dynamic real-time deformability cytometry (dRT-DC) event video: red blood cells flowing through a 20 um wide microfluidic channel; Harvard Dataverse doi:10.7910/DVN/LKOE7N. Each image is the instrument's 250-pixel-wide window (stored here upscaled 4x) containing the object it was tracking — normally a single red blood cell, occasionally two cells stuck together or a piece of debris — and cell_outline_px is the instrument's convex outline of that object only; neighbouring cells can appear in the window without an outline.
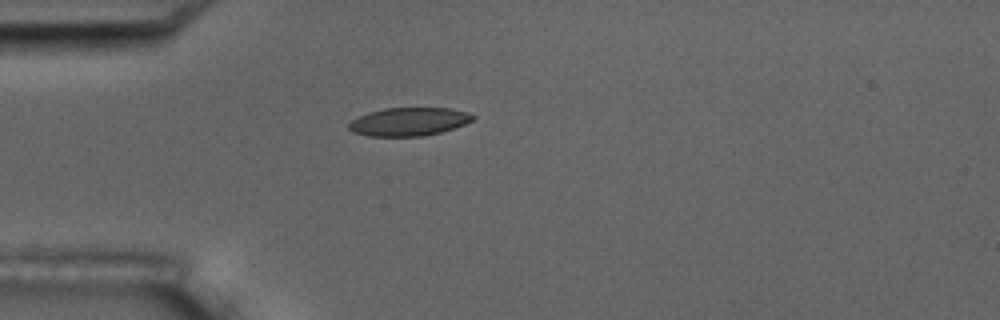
{"species": "common noctule bat (a hibernating species)", "species_latin": "Nyctalus noctula", "temperature_condition": "room temperature", "stored_images_in_passage": 4, "camera_frame_rate_fps": 3000, "um_per_image_px": 0.085, "animal": {"sex": "male", "body_mass_g": 17.5, "forearm_length_mm": 52.3}, "frame": {"image": 1, "passage_image": 4, "time_ms": 4.333, "image_size_px": [1000, 320], "cell_outline_px": [[476, 116], [472, 120], [464, 124], [440, 132], [424, 136], [368, 136], [352, 132], [348, 128], [348, 124], [352, 120], [368, 112], [384, 108], [448, 108], [468, 112]], "centroid_in_image_um": [34.73, 10.34], "position_along_channel_um": 50.3, "area_um2": 20.35}}